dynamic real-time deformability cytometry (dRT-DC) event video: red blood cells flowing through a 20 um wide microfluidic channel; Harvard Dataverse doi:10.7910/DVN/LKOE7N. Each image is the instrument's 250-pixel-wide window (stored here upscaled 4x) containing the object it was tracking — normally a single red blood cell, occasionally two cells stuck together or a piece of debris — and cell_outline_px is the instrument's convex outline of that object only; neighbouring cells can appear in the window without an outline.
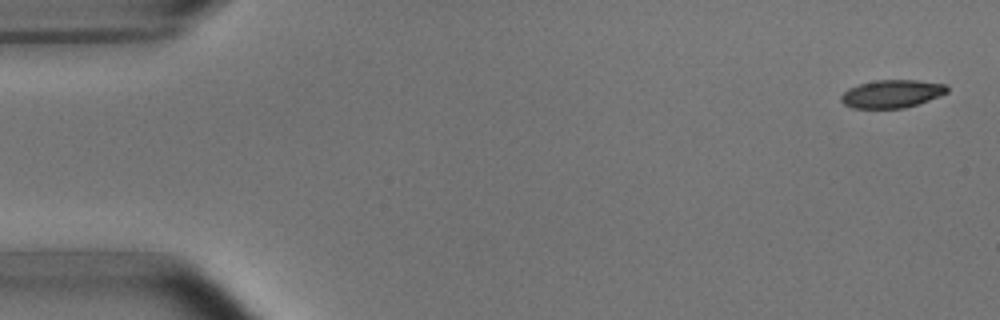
{"species": "common noctule bat (a hibernating species)", "species_latin": "Nyctalus noctula", "temperature_condition": "room temperature", "stored_images_in_passage": 4, "camera_frame_rate_fps": 3000, "um_per_image_px": 0.085, "animal": {"sex": "male", "body_mass_g": 15.6}, "frame": {"image": 1, "passage_image": 1, "time_ms": 0.0, "image_size_px": [1000, 320], "cell_outline_px": [[948, 92], [940, 96], [904, 108], [852, 108], [844, 104], [840, 100], [840, 96], [848, 88], [860, 84], [876, 80], [916, 80], [944, 84], [948, 88]], "centroid_in_image_um": [75.78, 7.97], "position_along_channel_um": 9.2, "area_um2": 17.17}}